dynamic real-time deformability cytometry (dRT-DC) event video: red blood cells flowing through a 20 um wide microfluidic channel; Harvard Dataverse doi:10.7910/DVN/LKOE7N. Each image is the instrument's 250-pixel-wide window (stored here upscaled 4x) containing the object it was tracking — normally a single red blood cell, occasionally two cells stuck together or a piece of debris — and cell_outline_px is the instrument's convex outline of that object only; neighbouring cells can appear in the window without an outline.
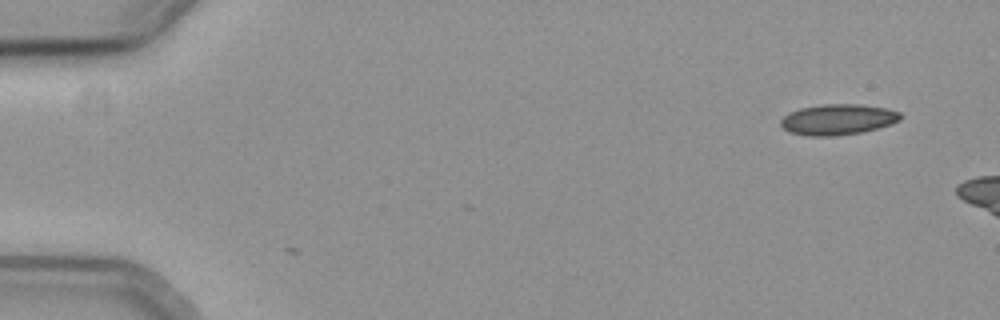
{"species": "common noctule bat (a hibernating species)", "species_latin": "Nyctalus noctula", "temperature_condition": "cold", "stored_images_in_passage": 2, "camera_frame_rate_fps": 3000, "um_per_image_px": 0.085, "animal": {"sex": "female", "body_mass_g": 19.3, "forearm_length_mm": 54.1}, "frame": {"image": 1, "passage_image": 2, "time_ms": 0.333, "image_size_px": [1000, 320], "cell_outline_px": [[900, 120], [892, 124], [860, 132], [836, 136], [808, 136], [788, 132], [780, 124], [780, 120], [788, 112], [800, 108], [824, 104], [856, 104], [884, 108], [900, 112]], "centroid_in_image_um": [71.17, 10.16], "position_along_channel_um": 13.8, "area_um2": 21.33}}